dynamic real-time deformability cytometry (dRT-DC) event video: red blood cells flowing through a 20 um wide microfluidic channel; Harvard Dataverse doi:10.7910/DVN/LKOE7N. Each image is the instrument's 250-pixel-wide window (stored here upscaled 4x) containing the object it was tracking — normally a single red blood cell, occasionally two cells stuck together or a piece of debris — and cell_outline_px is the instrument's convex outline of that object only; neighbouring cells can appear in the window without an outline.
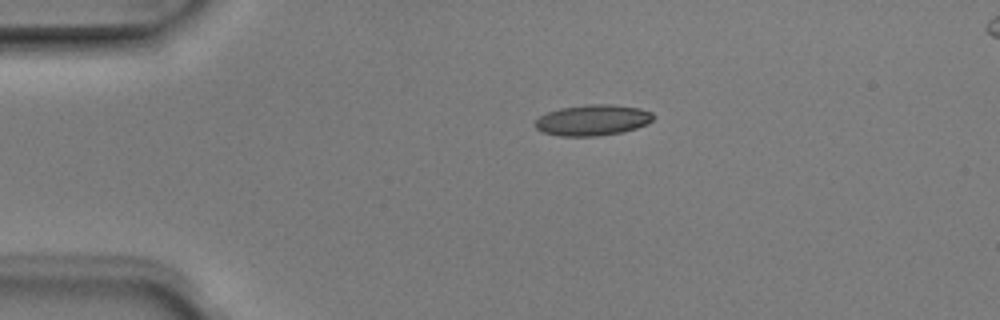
{"species": "Egyptian fruit bat (a non-hibernating species)", "species_latin": "Rousettus aegyptiacus", "temperature_condition": "room temperature", "stored_images_in_passage": 4, "camera_frame_rate_fps": 3000, "um_per_image_px": 0.085, "animal": {"sex": "male"}, "frame": {"image": 1, "passage_image": 2, "time_ms": 0.333, "image_size_px": [1000, 320], "cell_outline_px": [[656, 116], [652, 120], [636, 128], [620, 132], [600, 136], [560, 136], [540, 132], [536, 128], [536, 120], [540, 116], [548, 112], [560, 108], [588, 104], [612, 104], [640, 108], [652, 112]], "centroid_in_image_um": [50.37, 10.21], "position_along_channel_um": 34.6, "area_um2": 21.27}}